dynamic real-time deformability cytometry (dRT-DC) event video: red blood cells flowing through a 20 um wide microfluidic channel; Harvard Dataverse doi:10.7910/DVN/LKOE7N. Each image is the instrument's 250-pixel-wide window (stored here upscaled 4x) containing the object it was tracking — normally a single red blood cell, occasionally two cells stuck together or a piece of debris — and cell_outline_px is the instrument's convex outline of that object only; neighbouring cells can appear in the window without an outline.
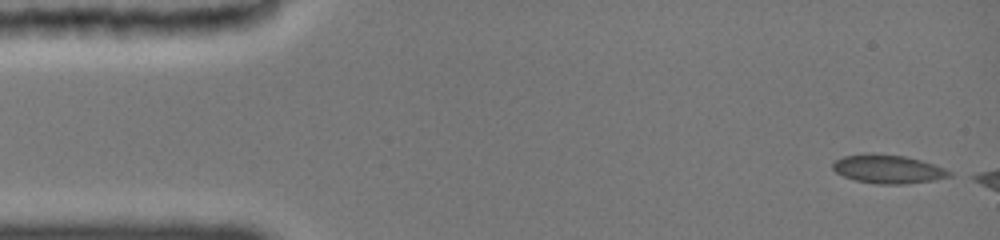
{"species": "common noctule bat (a hibernating species)", "species_latin": "Nyctalus noctula", "temperature_condition": "cold", "stored_images_in_passage": 12, "camera_frame_rate_fps": 3000, "um_per_image_px": 0.085, "animal": {"sex": "female", "body_mass_g": 19.0, "forearm_length_mm": 51.5}, "frame": {"image": 1, "passage_image": 1, "time_ms": 0.0, "image_size_px": [1000, 240], "cell_outline_px": [[952, 176], [936, 180], [904, 184], [876, 184], [852, 180], [836, 172], [832, 168], [832, 164], [836, 160], [844, 156], [904, 156], [920, 160], [944, 168], [952, 172]], "centroid_in_image_um": [75.53, 14.43], "position_along_channel_um": 9.5, "area_um2": 18.73}}
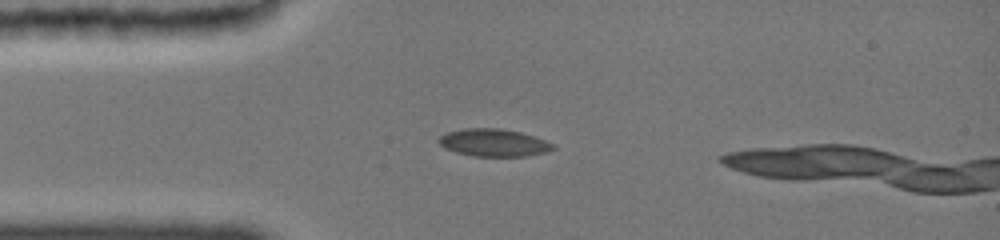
{"frame": {"image": 2, "passage_image": 9, "time_ms": 3.333, "image_size_px": [1000, 240], "cell_outline_px": [[556, 148], [544, 152], [528, 156], [472, 156], [456, 152], [440, 144], [436, 140], [440, 136], [448, 132], [468, 128], [496, 128], [520, 132], [544, 140], [552, 144]], "centroid_in_image_um": [41.95, 12.13], "position_along_channel_um": 43.1, "area_um2": 17.98}}